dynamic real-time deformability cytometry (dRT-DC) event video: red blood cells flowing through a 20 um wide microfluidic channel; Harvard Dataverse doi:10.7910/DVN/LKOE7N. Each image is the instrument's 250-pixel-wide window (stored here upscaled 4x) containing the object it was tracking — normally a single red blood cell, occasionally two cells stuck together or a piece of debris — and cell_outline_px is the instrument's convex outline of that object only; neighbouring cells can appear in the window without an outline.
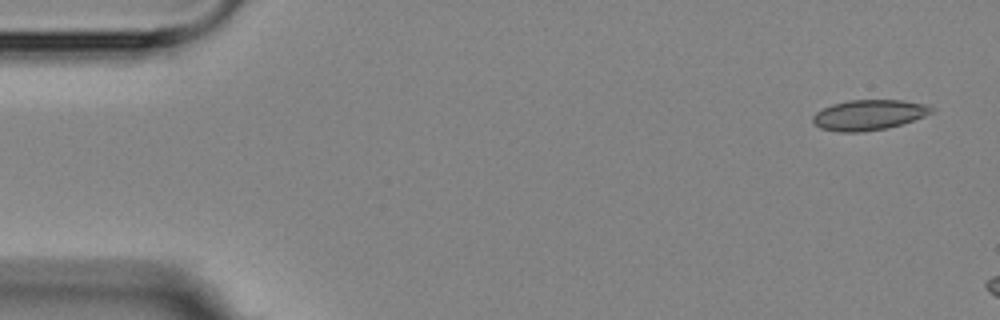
{"species": "Egyptian fruit bat (a non-hibernating species)", "species_latin": "Rousettus aegyptiacus", "temperature_condition": "room temperature", "stored_images_in_passage": 5, "camera_frame_rate_fps": 3000, "um_per_image_px": 0.085, "animal": {"sex": "female"}, "frame": {"image": 1, "passage_image": 1, "time_ms": 0.0, "image_size_px": [1000, 320], "cell_outline_px": [[936, 112], [888, 128], [860, 132], [840, 132], [820, 128], [812, 120], [812, 116], [816, 112], [832, 104], [848, 100], [900, 100], [928, 104], [936, 108]], "centroid_in_image_um": [73.89, 9.76], "position_along_channel_um": 11.1, "area_um2": 21.04}}